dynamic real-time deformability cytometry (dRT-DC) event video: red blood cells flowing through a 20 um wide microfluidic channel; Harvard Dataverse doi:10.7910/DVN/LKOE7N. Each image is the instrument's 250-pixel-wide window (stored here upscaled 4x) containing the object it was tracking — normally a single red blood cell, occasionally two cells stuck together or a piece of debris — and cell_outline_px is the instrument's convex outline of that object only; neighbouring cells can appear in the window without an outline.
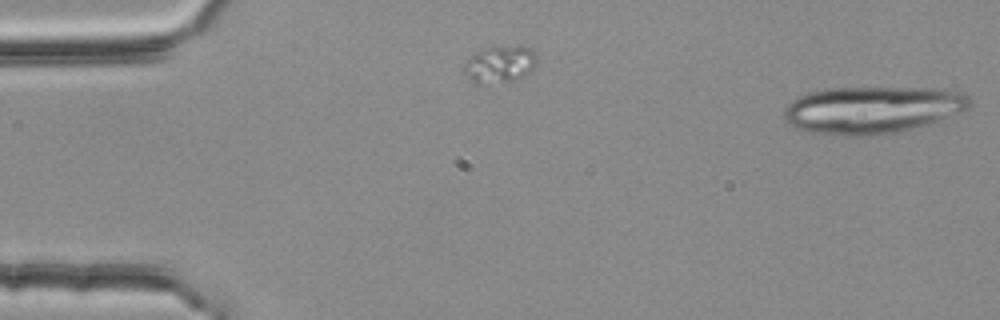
{"species": "common noctule bat (a hibernating species)", "species_latin": "Nyctalus noctula", "temperature_condition": "room temperature", "stored_images_in_passage": 4, "segment_of_instrument_passage": [2, 2], "camera_frame_rate_fps": 3000, "um_per_image_px": 0.085, "animal": {"sex": "female", "body_mass_g": 25.1}, "frame": {"image": 1, "passage_image": 4, "time_ms": 1.0, "image_size_px": [1000, 320], "cell_outline_px": [[972, 104], [968, 108], [960, 112], [928, 124], [896, 132], [872, 136], [844, 136], [808, 132], [796, 128], [788, 124], [784, 120], [784, 108], [792, 100], [808, 92], [824, 88], [944, 88], [960, 92], [968, 96]], "centroid_in_image_um": [74.11, 9.33], "position_along_channel_um": 10.9, "area_um2": 51.44}}